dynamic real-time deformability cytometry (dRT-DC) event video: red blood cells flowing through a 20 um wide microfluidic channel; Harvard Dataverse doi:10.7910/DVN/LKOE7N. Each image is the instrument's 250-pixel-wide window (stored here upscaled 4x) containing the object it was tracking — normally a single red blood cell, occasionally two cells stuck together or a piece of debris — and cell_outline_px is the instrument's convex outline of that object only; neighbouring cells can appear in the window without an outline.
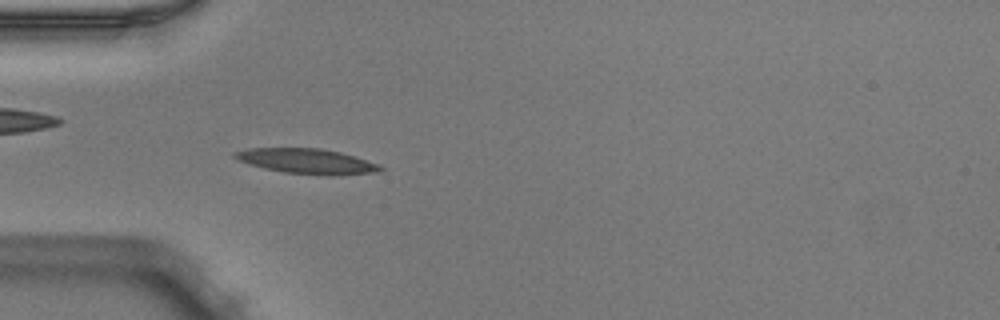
{"species": "Egyptian fruit bat (a non-hibernating species)", "species_latin": "Rousettus aegyptiacus", "temperature_condition": "warm", "stored_images_in_passage": 50, "camera_frame_rate_fps": 3000, "um_per_image_px": 0.085, "animal": {"sex": "male"}, "frame": {"image": 1, "passage_image": 15, "time_ms": 4.667, "image_size_px": [1000, 320], "cell_outline_px": [[376, 168], [360, 172], [292, 172], [272, 168], [248, 160], [240, 156], [244, 152], [272, 148], [308, 148], [332, 152], [348, 156], [372, 164]], "centroid_in_image_um": [26.05, 13.65], "position_along_channel_um": 58.9, "area_um2": 16.65}}
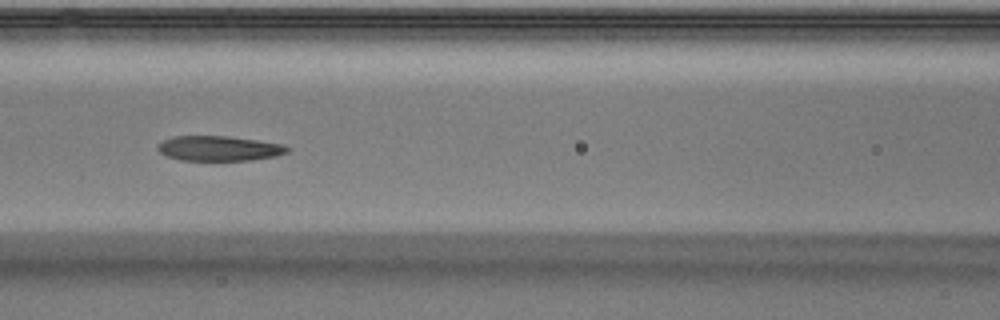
{"frame": {"image": 2, "passage_image": 22, "time_ms": 7.0, "image_size_px": [1000, 320], "cell_outline_px": [[284, 148], [280, 152], [268, 156], [236, 160], [192, 160], [172, 156], [164, 152], [160, 148], [164, 144], [172, 140], [184, 136], [212, 136], [248, 140], [272, 144]], "centroid_in_image_um": [18.53, 12.62], "position_along_channel_um": 148.1, "area_um2": 16.07}}
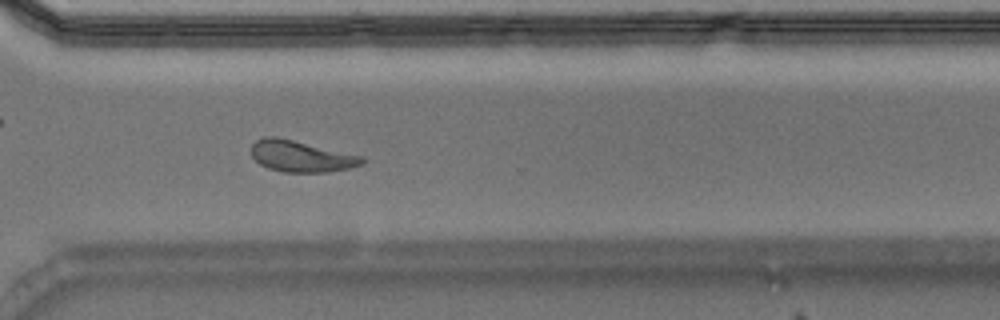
{"frame": {"image": 3, "passage_image": 37, "time_ms": 12.0, "image_size_px": [1000, 320], "cell_outline_px": [[364, 160], [356, 164], [340, 168], [308, 172], [296, 172], [272, 168], [256, 160], [252, 152], [252, 148], [260, 140], [288, 140]], "centroid_in_image_um": [25.43, 13.33], "position_along_channel_um": 345.2, "area_um2": 16.7}, "authors_computed_cell_mechanics": {"area_um2": 15.8661, "velocity_mm_per_s": 3.9438, "shape_relaxation_time_tau1_ms": 4.311, "shape_relaxation_time_tau2_ms": 2.5435, "deformation_change_tau1": 0.1695, "deformation_change_tau2": 0.1142}}